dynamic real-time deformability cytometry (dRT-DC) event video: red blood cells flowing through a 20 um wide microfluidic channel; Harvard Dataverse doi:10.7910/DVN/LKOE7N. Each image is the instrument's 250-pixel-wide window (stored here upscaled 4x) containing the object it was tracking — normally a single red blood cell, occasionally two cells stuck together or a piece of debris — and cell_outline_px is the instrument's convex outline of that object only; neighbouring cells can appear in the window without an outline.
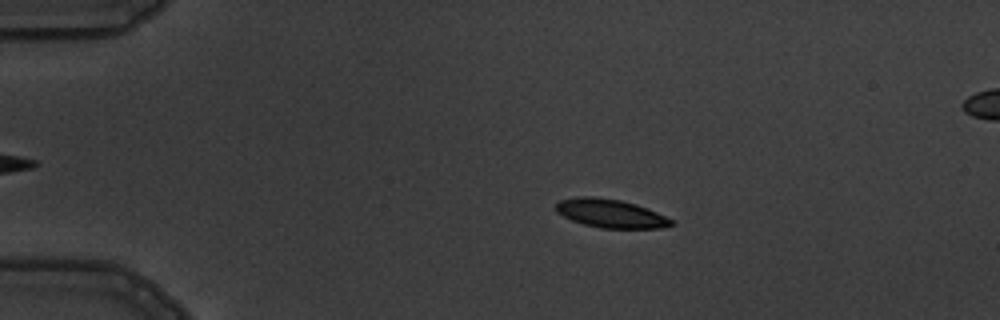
{"species": "common noctule bat (a hibernating species)", "species_latin": "Nyctalus noctula", "temperature_condition": "warm", "stored_images_in_passage": 7, "camera_frame_rate_fps": 3000, "um_per_image_px": 0.085, "animal": {"sex": "male", "body_mass_g": 19.5, "forearm_length_mm": 54.6}, "frame": {"image": 1, "passage_image": 3, "time_ms": 2.333, "image_size_px": [1000, 320], "cell_outline_px": [[672, 224], [660, 228], [600, 228], [584, 224], [572, 220], [556, 212], [556, 204], [560, 200], [576, 196], [592, 196], [620, 200], [636, 204], [656, 212], [672, 220]], "centroid_in_image_um": [51.85, 18.13], "position_along_channel_um": 33.2, "area_um2": 18.96}}
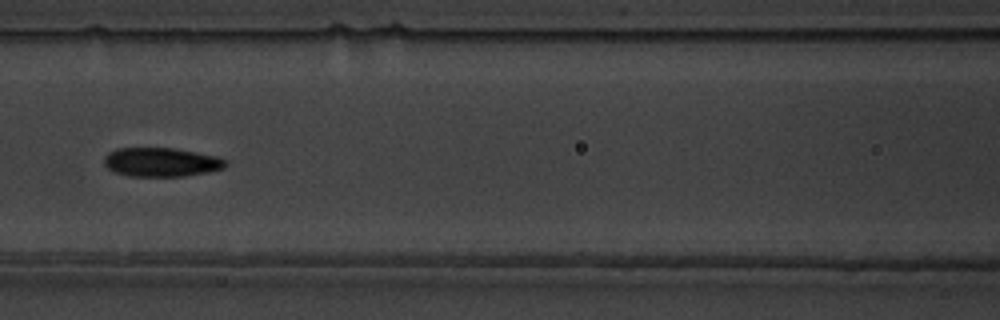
{"frame": {"image": 2, "passage_image": 7, "time_ms": 7.0, "image_size_px": [1000, 320], "cell_outline_px": [[228, 164], [224, 168], [208, 172], [184, 176], [128, 176], [116, 172], [108, 168], [104, 164], [104, 156], [108, 152], [116, 148], [172, 148], [196, 152], [216, 156], [228, 160]], "centroid_in_image_um": [13.72, 13.78], "position_along_channel_um": 152.9, "area_um2": 20.58}}